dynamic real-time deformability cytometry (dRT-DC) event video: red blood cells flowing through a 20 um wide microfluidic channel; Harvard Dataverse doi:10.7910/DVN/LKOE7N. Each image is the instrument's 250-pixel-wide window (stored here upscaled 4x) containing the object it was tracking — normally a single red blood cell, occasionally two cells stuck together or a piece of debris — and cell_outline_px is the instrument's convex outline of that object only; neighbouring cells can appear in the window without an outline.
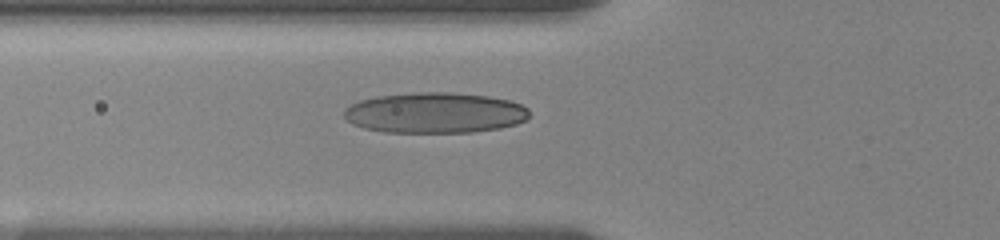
{"species": "human", "species_latin": "Homo sapiens", "temperature_condition": "room temperature", "stored_images_in_passage": 7, "camera_frame_rate_fps": 3000, "um_per_image_px": 0.085, "donor": {"sex": "female"}, "frame": {"image": 1, "passage_image": 7, "time_ms": 6.667, "image_size_px": [1000, 240], "cell_outline_px": [[528, 116], [524, 120], [516, 124], [500, 128], [472, 132], [384, 132], [364, 128], [352, 124], [344, 116], [344, 108], [360, 100], [376, 96], [416, 92], [452, 92], [488, 96], [512, 100], [528, 108]], "centroid_in_image_um": [36.96, 9.58], "position_along_channel_um": 88.8, "area_um2": 43.99}}